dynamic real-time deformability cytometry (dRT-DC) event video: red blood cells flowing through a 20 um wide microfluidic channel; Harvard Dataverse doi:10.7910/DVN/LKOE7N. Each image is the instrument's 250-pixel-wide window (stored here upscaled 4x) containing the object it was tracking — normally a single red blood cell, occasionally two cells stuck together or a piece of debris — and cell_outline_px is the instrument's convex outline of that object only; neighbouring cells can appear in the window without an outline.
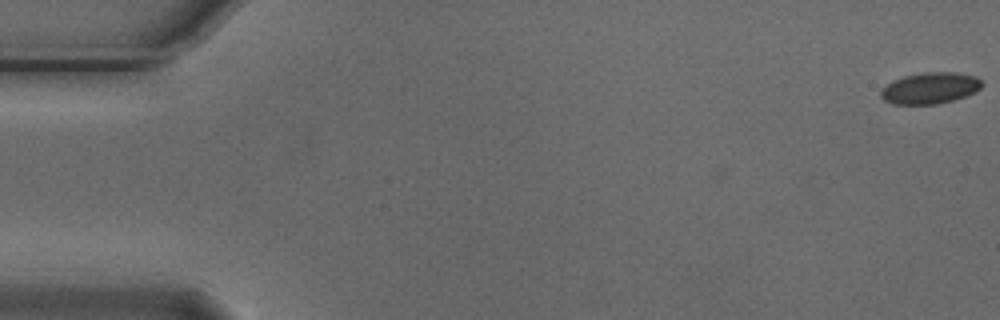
{"species": "Egyptian fruit bat (a non-hibernating species)", "species_latin": "Rousettus aegyptiacus", "temperature_condition": "cold", "stored_images_in_passage": 9, "camera_frame_rate_fps": 3000, "um_per_image_px": 0.085, "animal": {"sex": "male"}, "frame": {"image": 1, "passage_image": 1, "time_ms": 0.0, "image_size_px": [1000, 320], "cell_outline_px": [[984, 84], [976, 92], [952, 100], [936, 104], [892, 104], [884, 100], [880, 96], [880, 92], [888, 84], [904, 76], [924, 72], [956, 72], [976, 76]], "centroid_in_image_um": [79.08, 7.49], "position_along_channel_um": 5.9, "area_um2": 18.32}}
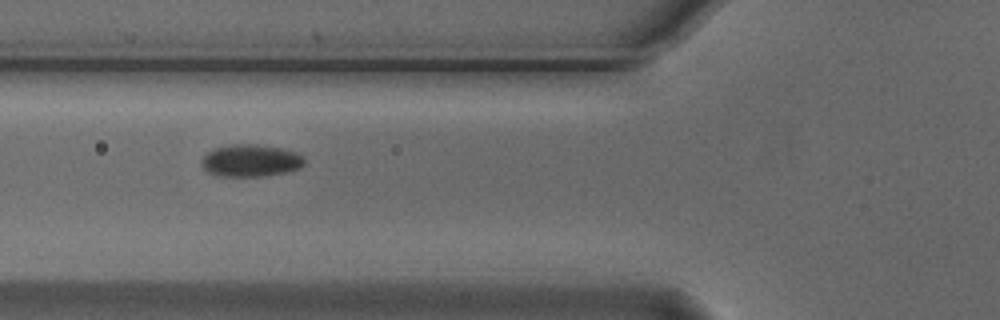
{"frame": {"image": 2, "passage_image": 6, "time_ms": 1.667, "image_size_px": [1000, 320], "cell_outline_px": [[304, 164], [300, 168], [288, 172], [264, 176], [220, 176], [208, 172], [204, 168], [200, 160], [208, 152], [216, 148], [232, 144], [256, 144], [280, 148], [296, 152], [304, 156]], "centroid_in_image_um": [21.33, 13.65], "position_along_channel_um": 104.5, "area_um2": 19.31}}
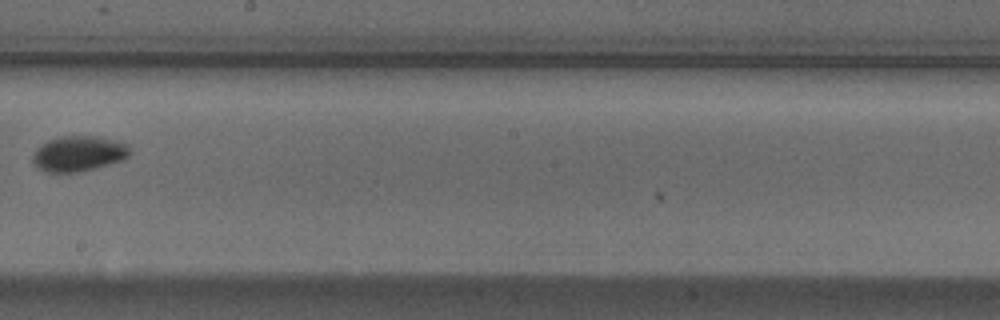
{"frame": {"image": 3, "passage_image": 9, "time_ms": 2.667, "image_size_px": [1000, 320], "cell_outline_px": [[132, 152], [128, 156], [120, 160], [108, 164], [80, 172], [48, 172], [40, 168], [32, 160], [32, 156], [36, 148], [48, 140], [60, 136], [96, 136], [128, 144]], "centroid_in_image_um": [6.68, 13.05], "position_along_channel_um": 241.5, "area_um2": 19.83}}